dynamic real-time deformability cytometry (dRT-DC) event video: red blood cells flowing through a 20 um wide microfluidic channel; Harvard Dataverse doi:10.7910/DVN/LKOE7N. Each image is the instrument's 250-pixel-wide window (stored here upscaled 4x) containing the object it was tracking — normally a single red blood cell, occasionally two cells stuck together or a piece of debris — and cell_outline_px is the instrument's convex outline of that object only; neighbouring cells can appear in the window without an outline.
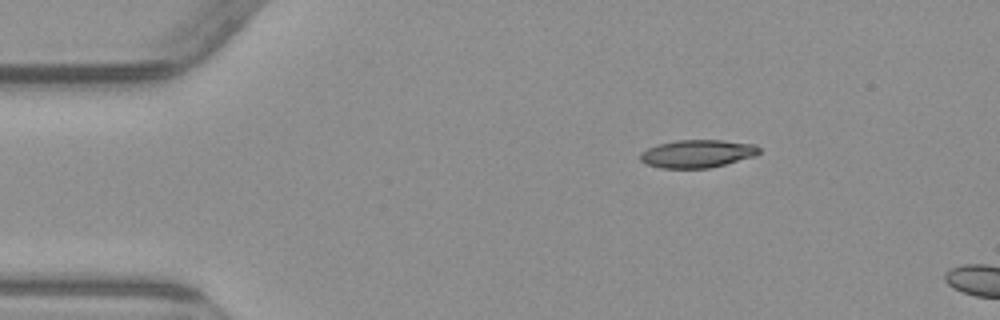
{"species": "common noctule bat (a hibernating species)", "species_latin": "Nyctalus noctula", "temperature_condition": "warm", "stored_images_in_passage": 2, "camera_frame_rate_fps": 3000, "um_per_image_px": 0.085, "animal": {"sex": "male", "body_mass_g": 23.1, "forearm_length_mm": 52.7}, "frame": {"image": 1, "passage_image": 1, "time_ms": 0.0, "image_size_px": [1000, 320], "cell_outline_px": [[760, 152], [756, 156], [708, 168], [664, 168], [648, 164], [640, 160], [640, 152], [648, 148], [660, 144], [676, 140], [724, 140], [756, 144], [760, 148]], "centroid_in_image_um": [59.31, 13.05], "position_along_channel_um": 25.7, "area_um2": 19.25}}